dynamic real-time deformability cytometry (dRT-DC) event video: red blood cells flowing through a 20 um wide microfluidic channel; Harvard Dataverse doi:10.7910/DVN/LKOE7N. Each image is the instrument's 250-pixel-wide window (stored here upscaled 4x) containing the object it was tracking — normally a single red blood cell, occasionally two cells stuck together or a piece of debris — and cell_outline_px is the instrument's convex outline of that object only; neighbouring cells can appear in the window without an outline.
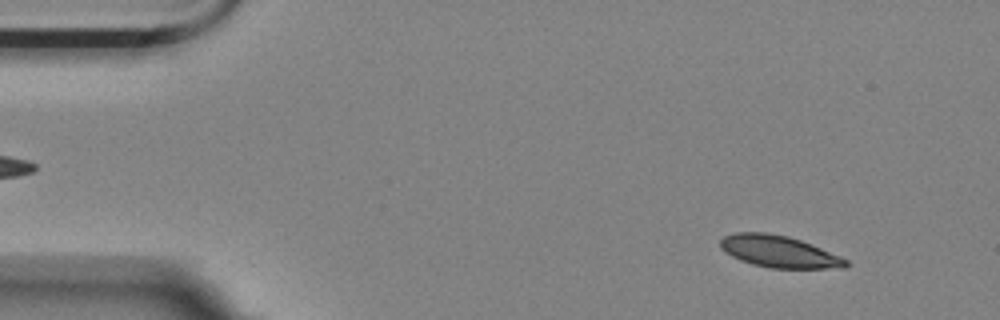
{"species": "Egyptian fruit bat (a non-hibernating species)", "species_latin": "Rousettus aegyptiacus", "temperature_condition": "room temperature", "stored_images_in_passage": 56, "camera_frame_rate_fps": 3000, "um_per_image_px": 0.085, "animal": {"sex": "female"}, "frame": {"image": 1, "passage_image": 5, "time_ms": 1.333, "image_size_px": [1000, 320], "cell_outline_px": [[852, 264], [844, 268], [768, 268], [752, 264], [740, 260], [732, 256], [720, 248], [720, 240], [724, 236], [736, 232], [764, 232], [788, 236], [812, 244], [840, 256], [848, 260]], "centroid_in_image_um": [66.23, 21.39], "position_along_channel_um": 18.8, "area_um2": 23.41}}
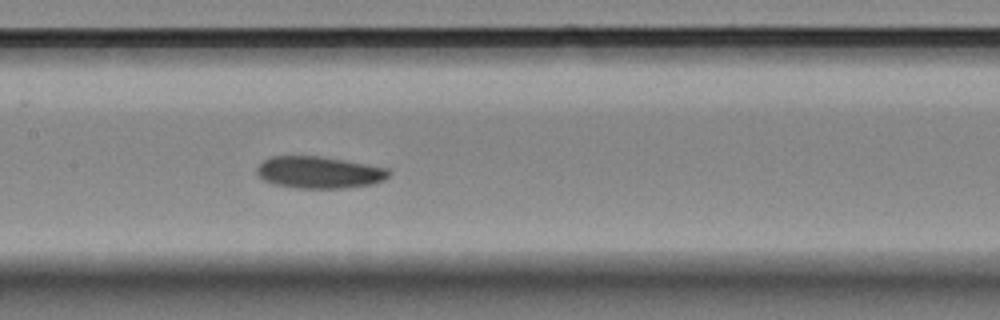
{"frame": {"image": 2, "passage_image": 26, "time_ms": 8.333, "image_size_px": [1000, 320], "cell_outline_px": [[392, 172], [384, 180], [372, 184], [344, 188], [296, 188], [272, 184], [264, 180], [256, 172], [256, 168], [264, 160], [272, 156], [320, 156], [388, 168]], "centroid_in_image_um": [27.12, 14.66], "position_along_channel_um": 180.3, "area_um2": 24.51}}
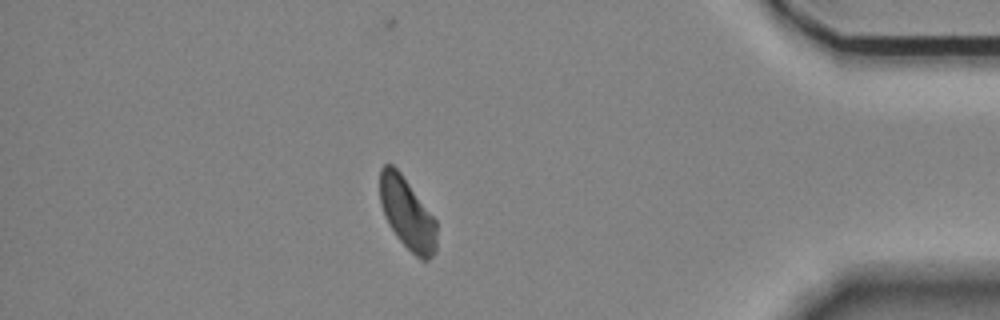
{"frame": {"image": 3, "passage_image": 48, "time_ms": 15.667, "image_size_px": [1000, 320], "cell_outline_px": [[436, 252], [428, 260], [420, 260], [396, 236], [388, 224], [384, 216], [380, 204], [380, 168], [384, 164], [392, 164], [400, 172], [436, 220]], "centroid_in_image_um": [34.6, 18.16], "position_along_channel_um": 400.6, "area_um2": 23.58}, "authors_computed_cell_mechanics": {"area_um2": 24.3049, "velocity_mm_per_s": 3.5354, "shape_relaxation_time_tau1_ms": 5.3813, "shape_relaxation_time_tau2_ms": null, "deformation_change_tau1": 0.112, "deformation_change_tau2": null}}